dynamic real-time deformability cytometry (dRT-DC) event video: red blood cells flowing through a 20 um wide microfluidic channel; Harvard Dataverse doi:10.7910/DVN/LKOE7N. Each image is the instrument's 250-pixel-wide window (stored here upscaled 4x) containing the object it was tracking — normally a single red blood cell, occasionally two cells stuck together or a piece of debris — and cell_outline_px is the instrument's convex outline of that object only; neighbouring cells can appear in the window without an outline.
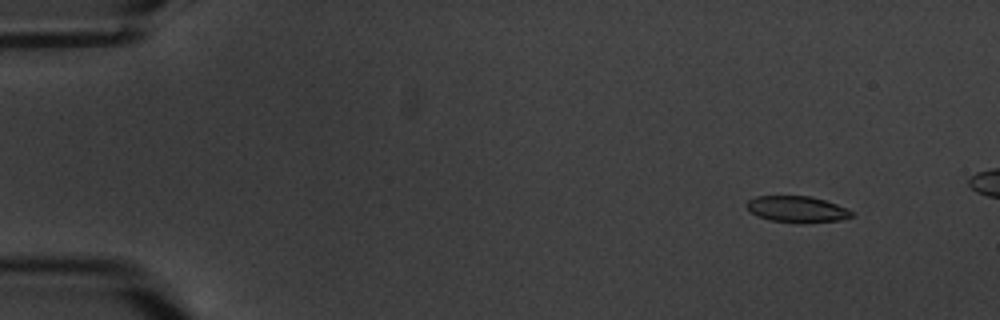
{"species": "common noctule bat (a hibernating species)", "species_latin": "Nyctalus noctula", "temperature_condition": "warm", "stored_images_in_passage": 6, "camera_frame_rate_fps": 3000, "um_per_image_px": 0.085, "animal": {"sex": "male", "body_mass_g": 20.1, "forearm_length_mm": 53.5}, "frame": {"image": 1, "passage_image": 2, "time_ms": 1.0, "image_size_px": [1000, 320], "cell_outline_px": [[856, 212], [852, 216], [840, 220], [800, 224], [772, 220], [756, 216], [744, 204], [748, 200], [756, 196], [808, 196], [824, 200], [848, 208]], "centroid_in_image_um": [67.77, 17.79], "position_along_channel_um": 17.2, "area_um2": 16.24}}